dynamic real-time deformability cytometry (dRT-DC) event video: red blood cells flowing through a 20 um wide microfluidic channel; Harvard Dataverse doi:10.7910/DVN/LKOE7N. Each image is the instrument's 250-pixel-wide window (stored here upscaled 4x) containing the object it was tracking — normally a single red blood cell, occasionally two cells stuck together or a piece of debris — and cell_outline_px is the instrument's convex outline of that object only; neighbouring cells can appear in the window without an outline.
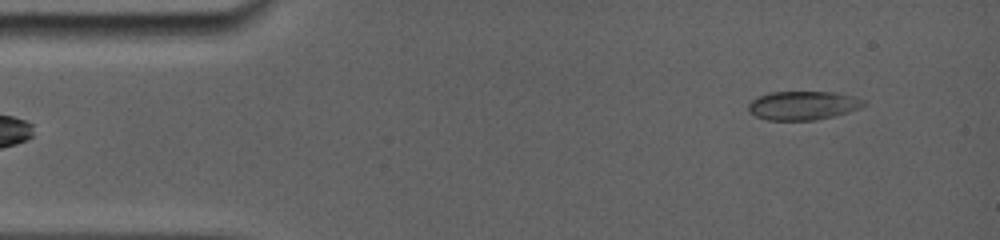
{"species": "common noctule bat (a hibernating species)", "species_latin": "Nyctalus noctula", "temperature_condition": "room temperature", "stored_images_in_passage": 10, "camera_frame_rate_fps": 5000, "um_per_image_px": 0.085, "animal": {"sex": "female", "body_mass_g": 19.0, "forearm_length_mm": 56.7}, "frame": {"image": 1, "passage_image": 4, "time_ms": 1.4, "image_size_px": [1000, 240], "cell_outline_px": [[864, 104], [860, 108], [812, 120], [768, 120], [756, 116], [748, 108], [748, 104], [756, 96], [768, 92], [836, 92], [852, 96], [864, 100]], "centroid_in_image_um": [68.19, 8.94], "position_along_channel_um": 16.8, "area_um2": 18.96}}
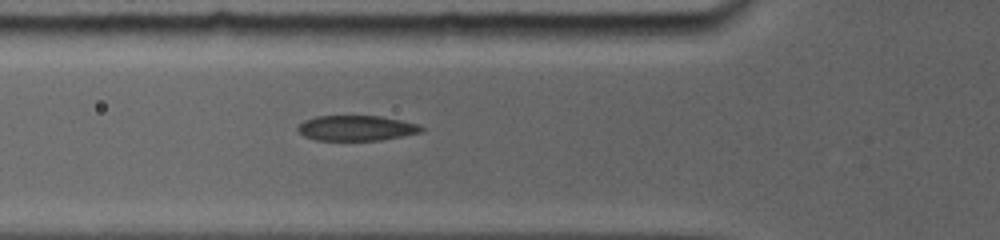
{"frame": {"image": 2, "passage_image": 9, "time_ms": 5.6, "image_size_px": [1000, 240], "cell_outline_px": [[424, 128], [420, 132], [380, 140], [316, 140], [304, 136], [296, 128], [304, 120], [316, 116], [380, 116], [400, 120], [416, 124]], "centroid_in_image_um": [30.24, 10.88], "position_along_channel_um": 95.6, "area_um2": 17.92}}
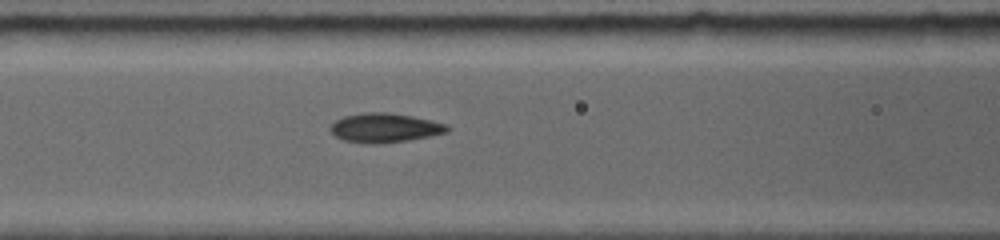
{"frame": {"image": 3, "passage_image": 10, "time_ms": 6.6, "image_size_px": [1000, 240], "cell_outline_px": [[448, 128], [444, 132], [428, 136], [404, 140], [344, 140], [336, 136], [332, 132], [332, 124], [336, 120], [344, 116], [364, 112], [384, 112], [412, 116], [444, 124]], "centroid_in_image_um": [32.68, 10.79], "position_along_channel_um": 133.9, "area_um2": 18.26}}